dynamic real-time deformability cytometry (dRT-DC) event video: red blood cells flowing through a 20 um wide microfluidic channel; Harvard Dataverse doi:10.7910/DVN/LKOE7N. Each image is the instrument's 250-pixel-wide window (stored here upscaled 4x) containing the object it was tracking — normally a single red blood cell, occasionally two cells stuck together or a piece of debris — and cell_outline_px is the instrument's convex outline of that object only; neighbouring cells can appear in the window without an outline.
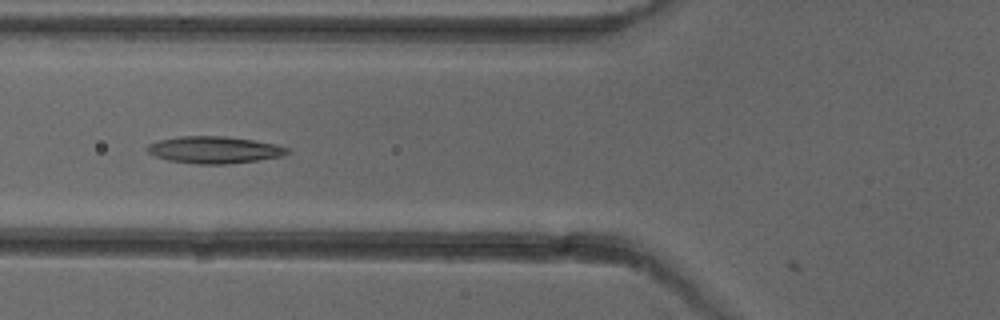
{"species": "common noctule bat (a hibernating species)", "species_latin": "Nyctalus noctula", "temperature_condition": "cold", "stored_images_in_passage": 7, "camera_frame_rate_fps": 3000, "um_per_image_px": 0.085, "animal": {"sex": "female"}, "frame": {"image": 1, "passage_image": 6, "time_ms": 6.0, "image_size_px": [1000, 320], "cell_outline_px": [[292, 152], [284, 156], [256, 160], [224, 164], [196, 164], [168, 160], [156, 156], [148, 152], [144, 148], [148, 144], [160, 140], [180, 136], [228, 136], [276, 144], [288, 148]], "centroid_in_image_um": [18.23, 12.73], "position_along_channel_um": 107.6, "area_um2": 22.02}}